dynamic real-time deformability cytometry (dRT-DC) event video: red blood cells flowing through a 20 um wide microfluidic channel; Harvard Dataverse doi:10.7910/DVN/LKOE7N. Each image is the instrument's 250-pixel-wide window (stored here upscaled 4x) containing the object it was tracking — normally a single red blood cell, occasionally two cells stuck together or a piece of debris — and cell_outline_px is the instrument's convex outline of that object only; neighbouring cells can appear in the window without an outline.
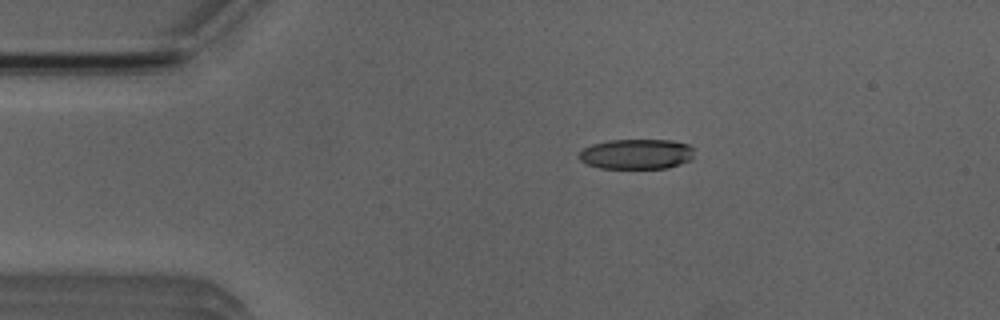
{"species": "Egyptian fruit bat (a non-hibernating species)", "species_latin": "Rousettus aegyptiacus", "temperature_condition": "room temperature", "stored_images_in_passage": 3, "camera_frame_rate_fps": 3000, "um_per_image_px": 0.085, "animal": {"sex": "male"}, "frame": {"image": 1, "passage_image": 2, "time_ms": 1.0, "image_size_px": [1000, 320], "cell_outline_px": [[692, 160], [668, 168], [600, 168], [588, 164], [580, 160], [576, 156], [584, 148], [592, 144], [608, 140], [672, 140], [688, 144], [692, 148]], "centroid_in_image_um": [54.09, 13.09], "position_along_channel_um": 30.9, "area_um2": 20.29}}